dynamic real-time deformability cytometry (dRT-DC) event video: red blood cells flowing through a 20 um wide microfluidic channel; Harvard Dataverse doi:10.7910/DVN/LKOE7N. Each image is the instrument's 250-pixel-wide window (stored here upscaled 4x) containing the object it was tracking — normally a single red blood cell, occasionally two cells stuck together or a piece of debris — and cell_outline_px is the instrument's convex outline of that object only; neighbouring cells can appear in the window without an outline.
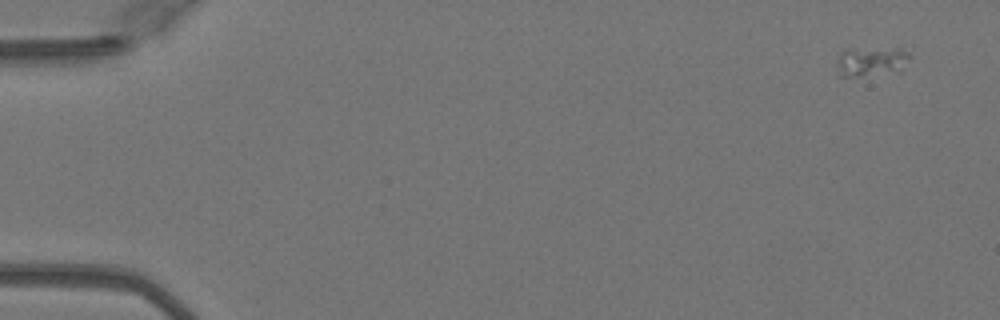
{"species": "Egyptian fruit bat (a non-hibernating species)", "species_latin": "Rousettus aegyptiacus", "temperature_condition": "warm", "stored_images_in_passage": 22, "camera_frame_rate_fps": 3000, "um_per_image_px": 0.085, "animal": {"sex": "female"}, "frame": {"image": 1, "passage_image": 1, "time_ms": 0.0, "image_size_px": [1000, 320], "cell_outline_px": [[908, 56], [900, 72], [856, 76], [836, 76], [836, 60], [840, 52], [896, 48], [900, 48]], "centroid_in_image_um": [73.98, 5.29], "position_along_channel_um": 11.0, "area_um2": 11.96}}
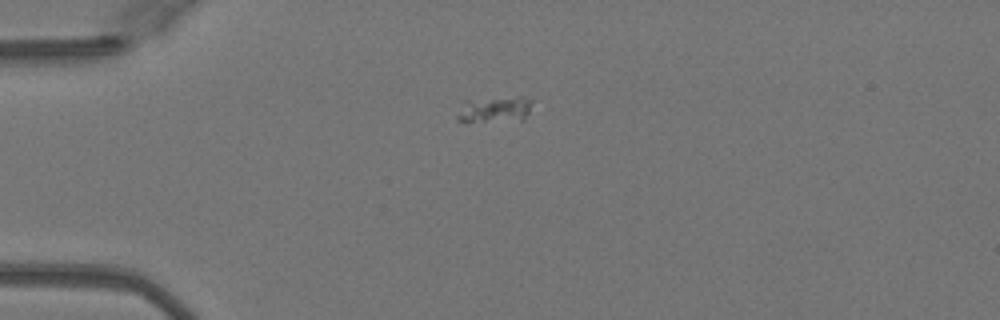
{"frame": {"image": 2, "passage_image": 12, "time_ms": 3.667, "image_size_px": [1000, 320], "cell_outline_px": [[532, 100], [528, 112], [524, 120], [456, 120], [456, 116], [468, 100], [516, 96], [520, 96]], "centroid_in_image_um": [42.13, 9.27], "position_along_channel_um": 42.9, "area_um2": 10.75}}
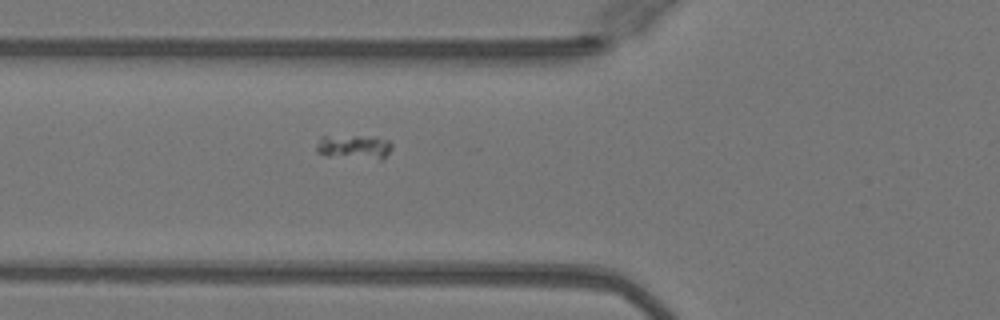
{"frame": {"image": 3, "passage_image": 18, "time_ms": 5.667, "image_size_px": [1000, 320], "cell_outline_px": [[392, 148], [380, 160], [324, 156], [316, 152], [316, 144], [320, 136], [360, 136], [388, 140], [392, 144]], "centroid_in_image_um": [30.02, 12.51], "position_along_channel_um": 95.8, "area_um2": 10.81}}